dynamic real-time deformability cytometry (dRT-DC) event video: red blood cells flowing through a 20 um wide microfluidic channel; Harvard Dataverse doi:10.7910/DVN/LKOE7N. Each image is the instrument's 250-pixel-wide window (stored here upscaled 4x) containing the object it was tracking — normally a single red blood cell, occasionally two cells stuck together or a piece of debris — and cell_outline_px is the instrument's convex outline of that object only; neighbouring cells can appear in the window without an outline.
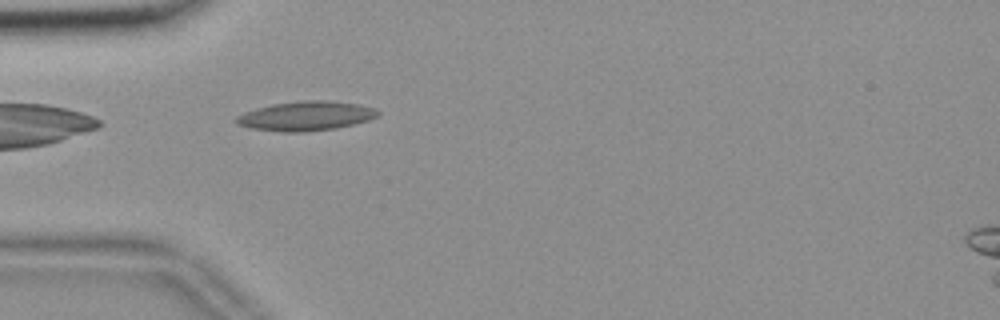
{"species": "common noctule bat (a hibernating species)", "species_latin": "Nyctalus noctula", "temperature_condition": "room temperature", "stored_images_in_passage": 37, "camera_frame_rate_fps": 3000, "um_per_image_px": 0.085, "animal": {"sex": "female", "body_mass_g": 18.4}, "frame": {"image": 1, "passage_image": 3, "time_ms": 0.667, "image_size_px": [1000, 320], "cell_outline_px": [[380, 112], [376, 116], [368, 120], [336, 128], [300, 132], [284, 132], [252, 128], [236, 124], [236, 116], [244, 112], [256, 108], [272, 104], [304, 100], [328, 100], [360, 104], [376, 108]], "centroid_in_image_um": [26.0, 9.84], "position_along_channel_um": 59.0, "area_um2": 24.16}}
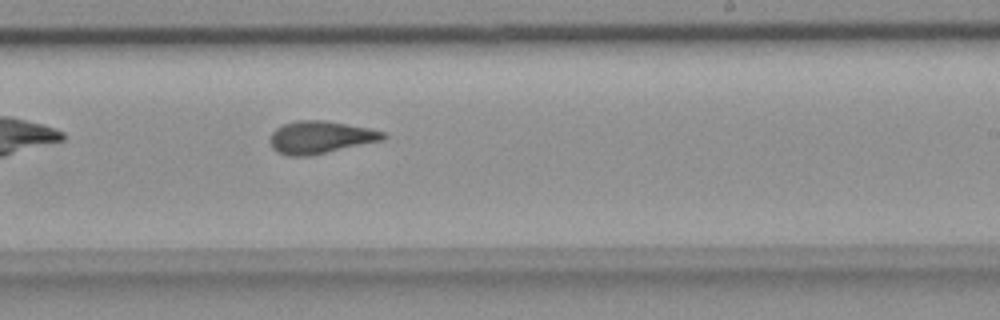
{"frame": {"image": 2, "passage_image": 20, "time_ms": 6.333, "image_size_px": [1000, 320], "cell_outline_px": [[388, 136], [384, 140], [312, 156], [288, 156], [276, 152], [272, 148], [268, 140], [272, 132], [276, 128], [284, 124], [296, 120], [324, 120], [368, 128], [384, 132]], "centroid_in_image_um": [27.21, 11.68], "position_along_channel_um": 261.8, "area_um2": 21.73}}
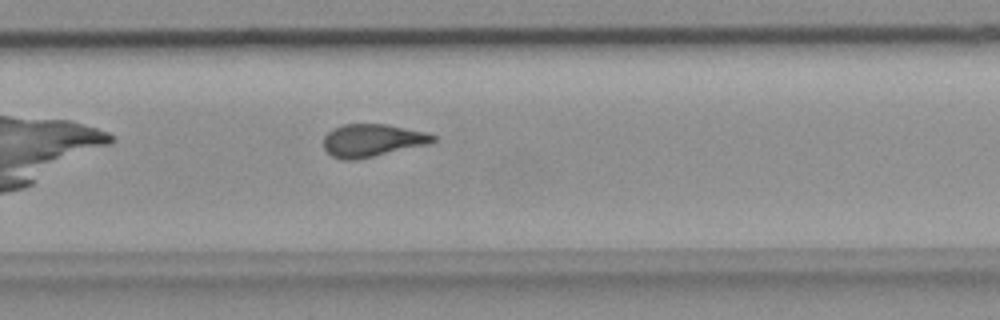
{"frame": {"image": 3, "passage_image": 23, "time_ms": 7.333, "image_size_px": [1000, 320], "cell_outline_px": [[436, 140], [428, 144], [356, 160], [340, 160], [332, 156], [324, 148], [324, 136], [332, 128], [344, 124], [388, 124], [428, 132], [436, 136]], "centroid_in_image_um": [31.64, 11.92], "position_along_channel_um": 298.2, "area_um2": 20.98}, "authors_computed_cell_mechanics": {"area_um2": 20.9814, "velocity_mm_per_s": 3.6462, "shape_relaxation_time_tau1_ms": 5.6395, "shape_relaxation_time_tau2_ms": 2.0766, "deformation_change_tau1": 0.1922, "deformation_change_tau2": 0.1061}}